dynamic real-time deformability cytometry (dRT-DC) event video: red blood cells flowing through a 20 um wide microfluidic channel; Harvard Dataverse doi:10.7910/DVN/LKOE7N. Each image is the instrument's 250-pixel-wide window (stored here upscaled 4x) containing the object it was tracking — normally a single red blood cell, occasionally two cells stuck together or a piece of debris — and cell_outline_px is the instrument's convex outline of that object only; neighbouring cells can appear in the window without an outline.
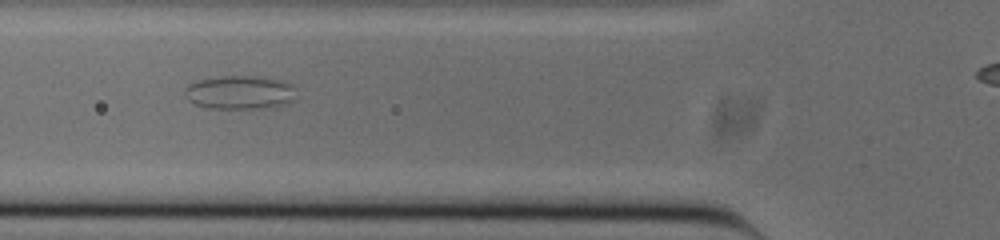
{"species": "common noctule bat (a hibernating species)", "species_latin": "Nyctalus noctula", "temperature_condition": "cold", "stored_images_in_passage": 30, "camera_frame_rate_fps": 3000, "um_per_image_px": 0.085, "animal": {"sex": "male", "body_mass_g": 20.0, "forearm_length_mm": 53.3}, "frame": {"image": 1, "passage_image": 5, "time_ms": 1.333, "image_size_px": [1000, 240], "cell_outline_px": [[292, 100], [284, 104], [272, 108], [208, 108], [196, 104], [188, 100], [184, 96], [184, 88], [188, 84], [200, 80], [220, 76], [264, 76], [280, 80], [292, 84]], "centroid_in_image_um": [20.33, 7.85], "position_along_channel_um": 105.5, "area_um2": 21.79}}
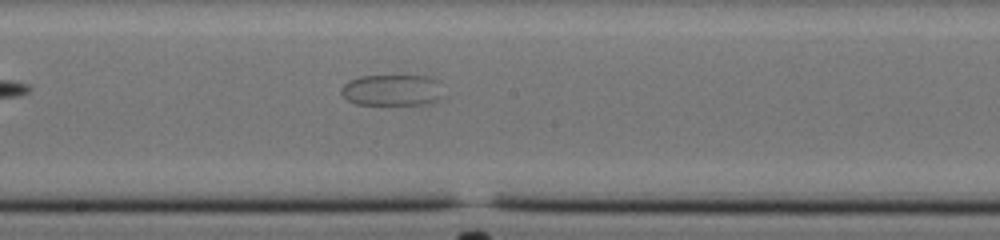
{"frame": {"image": 2, "passage_image": 14, "time_ms": 4.333, "image_size_px": [1000, 240], "cell_outline_px": [[444, 96], [432, 104], [356, 104], [348, 100], [340, 92], [340, 88], [348, 80], [360, 76], [428, 76], [436, 80]], "centroid_in_image_um": [33.33, 7.66], "position_along_channel_um": 214.9, "area_um2": 18.67}}
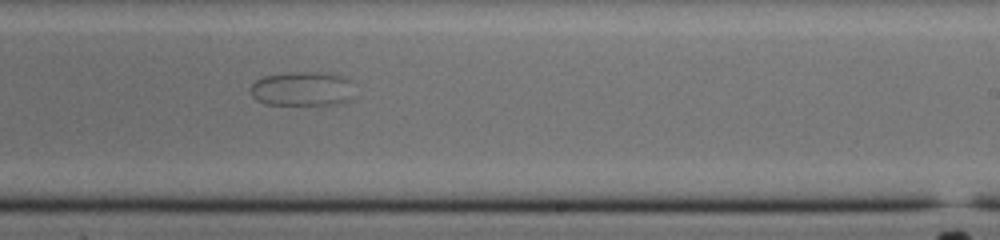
{"frame": {"image": 3, "passage_image": 18, "time_ms": 5.667, "image_size_px": [1000, 240], "cell_outline_px": [[352, 100], [340, 104], [264, 104], [256, 100], [252, 96], [248, 88], [256, 80], [264, 76], [288, 72], [316, 72], [340, 76], [348, 80]], "centroid_in_image_um": [25.61, 7.56], "position_along_channel_um": 263.4, "area_um2": 20.63}}